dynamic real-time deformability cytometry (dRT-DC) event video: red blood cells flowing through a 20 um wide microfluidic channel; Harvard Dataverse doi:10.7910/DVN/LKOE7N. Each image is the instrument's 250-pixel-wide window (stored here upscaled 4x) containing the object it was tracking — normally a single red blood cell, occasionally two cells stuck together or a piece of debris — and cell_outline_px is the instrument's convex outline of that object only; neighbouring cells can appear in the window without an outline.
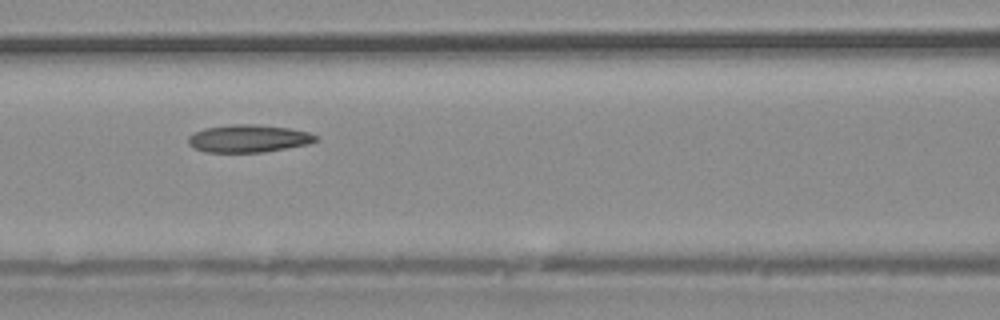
{"species": "common noctule bat (a hibernating species)", "species_latin": "Nyctalus noctula", "temperature_condition": "warm", "stored_images_in_passage": 32, "camera_frame_rate_fps": 3000, "um_per_image_px": 0.085, "animal": {"sex": "male", "body_mass_g": 20.4}, "frame": {"image": 1, "passage_image": 10, "time_ms": 3.0, "image_size_px": [1000, 320], "cell_outline_px": [[320, 140], [308, 144], [264, 152], [204, 152], [188, 144], [188, 136], [204, 128], [232, 124], [256, 124], [288, 128], [308, 132], [316, 136]], "centroid_in_image_um": [21.12, 11.77], "position_along_channel_um": 145.5, "area_um2": 20.46}}
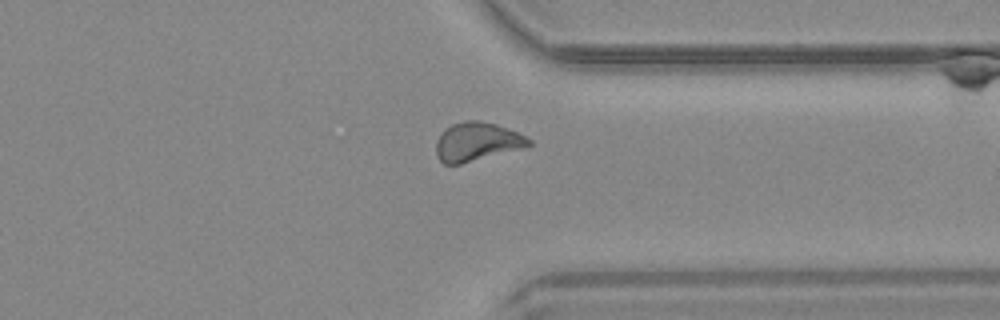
{"frame": {"image": 2, "passage_image": 23, "time_ms": 7.333, "image_size_px": [1000, 320], "cell_outline_px": [[532, 144], [528, 148], [460, 164], [444, 164], [436, 156], [436, 140], [444, 128], [452, 124], [464, 120], [480, 120], [496, 124], [508, 128], [532, 140]], "centroid_in_image_um": [40.56, 12.05], "position_along_channel_um": 370.8, "area_um2": 21.33}}